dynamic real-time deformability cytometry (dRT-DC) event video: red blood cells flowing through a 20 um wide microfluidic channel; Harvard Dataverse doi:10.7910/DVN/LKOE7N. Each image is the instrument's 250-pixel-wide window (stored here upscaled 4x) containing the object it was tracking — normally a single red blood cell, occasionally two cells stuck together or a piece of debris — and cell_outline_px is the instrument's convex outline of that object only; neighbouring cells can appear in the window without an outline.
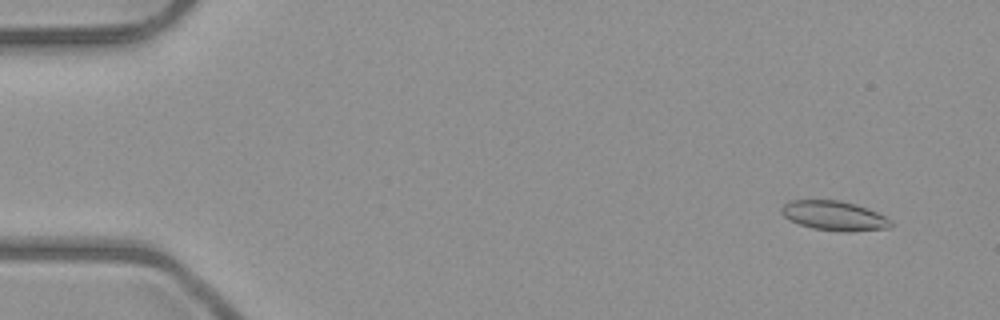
{"species": "common noctule bat (a hibernating species)", "species_latin": "Nyctalus noctula", "temperature_condition": "room temperature", "stored_images_in_passage": 6, "camera_frame_rate_fps": 3000, "um_per_image_px": 0.085, "animal": {"sex": "male", "body_mass_g": 23.1, "forearm_length_mm": 52.7}, "frame": {"image": 1, "passage_image": 1, "time_ms": 0.0, "image_size_px": [1000, 320], "cell_outline_px": [[892, 224], [888, 228], [848, 232], [840, 232], [812, 228], [800, 224], [784, 216], [780, 208], [788, 200], [840, 200], [856, 204], [876, 212], [892, 220]], "centroid_in_image_um": [70.91, 18.33], "position_along_channel_um": 14.1, "area_um2": 18.79}}
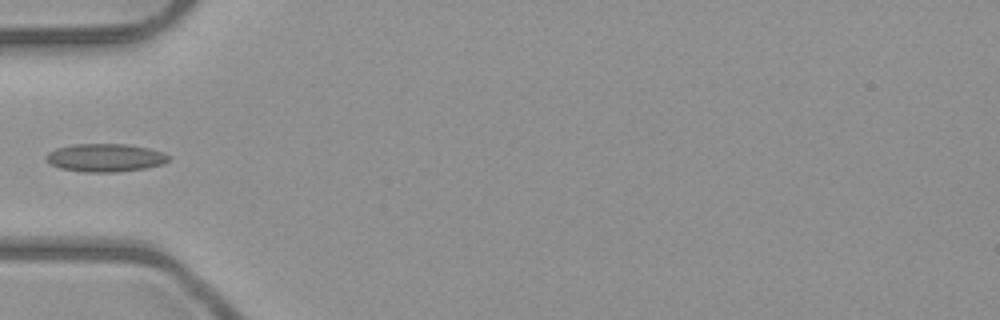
{"frame": {"image": 2, "passage_image": 5, "time_ms": 4.667, "image_size_px": [1000, 320], "cell_outline_px": [[168, 160], [164, 164], [144, 168], [116, 172], [84, 172], [60, 168], [52, 164], [44, 156], [48, 152], [56, 148], [72, 144], [128, 144], [148, 148], [160, 152], [168, 156]], "centroid_in_image_um": [8.91, 13.4], "position_along_channel_um": 76.1, "area_um2": 19.88}}
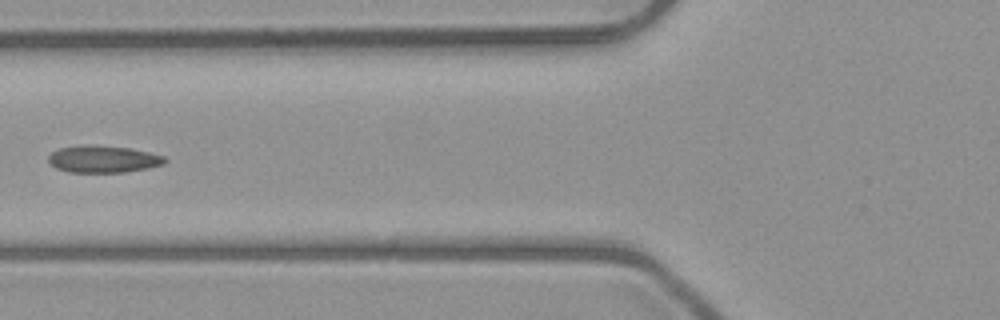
{"frame": {"image": 3, "passage_image": 6, "time_ms": 5.667, "image_size_px": [1000, 320], "cell_outline_px": [[168, 160], [164, 164], [148, 168], [124, 172], [68, 172], [56, 168], [48, 160], [48, 156], [52, 152], [60, 148], [84, 144], [96, 144], [132, 148], [164, 156]], "centroid_in_image_um": [8.78, 13.51], "position_along_channel_um": 117.0, "area_um2": 18.55}}